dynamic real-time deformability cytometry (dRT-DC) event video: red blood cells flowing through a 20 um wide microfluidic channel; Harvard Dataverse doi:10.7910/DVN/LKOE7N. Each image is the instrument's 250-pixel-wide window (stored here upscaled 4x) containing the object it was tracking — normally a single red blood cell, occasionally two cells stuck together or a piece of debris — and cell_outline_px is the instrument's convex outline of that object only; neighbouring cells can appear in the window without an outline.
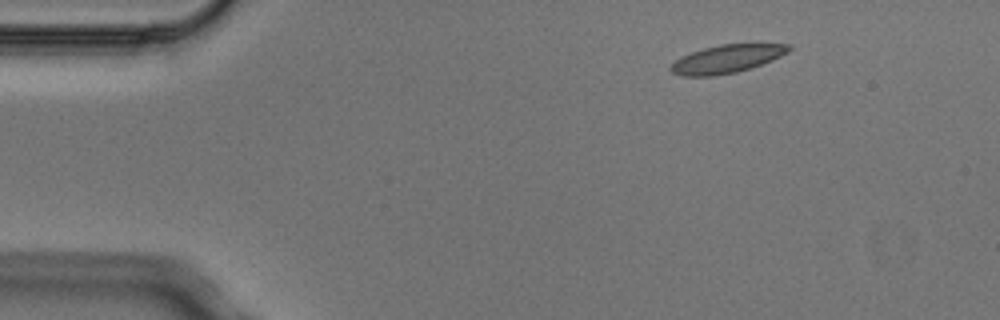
{"species": "Egyptian fruit bat (a non-hibernating species)", "species_latin": "Rousettus aegyptiacus", "temperature_condition": "cold", "stored_images_in_passage": 5, "segment_of_instrument_passage": [2, 2], "camera_frame_rate_fps": 3000, "um_per_image_px": 0.085, "animal": {"sex": "male"}, "frame": {"image": 1, "passage_image": 5, "time_ms": 1.333, "image_size_px": [1000, 320], "cell_outline_px": [[792, 48], [788, 52], [772, 60], [736, 72], [712, 76], [680, 76], [672, 72], [668, 68], [676, 60], [692, 52], [704, 48], [720, 44], [792, 44]], "centroid_in_image_um": [61.77, 5.0], "position_along_channel_um": 23.2, "area_um2": 19.07}}